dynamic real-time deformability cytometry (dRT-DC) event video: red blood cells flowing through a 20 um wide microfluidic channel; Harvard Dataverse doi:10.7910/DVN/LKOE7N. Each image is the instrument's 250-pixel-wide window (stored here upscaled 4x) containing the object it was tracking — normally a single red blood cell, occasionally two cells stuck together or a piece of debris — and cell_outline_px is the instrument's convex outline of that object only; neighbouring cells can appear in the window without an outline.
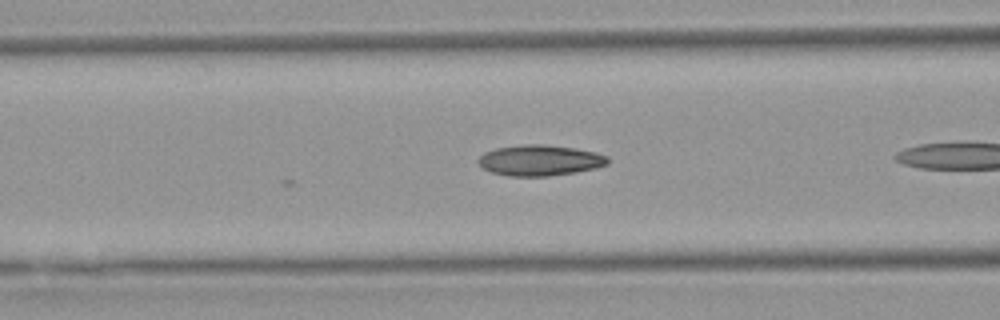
{"species": "Egyptian fruit bat (a non-hibernating species)", "species_latin": "Rousettus aegyptiacus", "temperature_condition": "warm", "stored_images_in_passage": 9, "camera_frame_rate_fps": 3000, "um_per_image_px": 0.085, "animal": {"sex": "female"}, "frame": {"image": 1, "passage_image": 6, "time_ms": 1.667, "image_size_px": [1000, 320], "cell_outline_px": [[608, 164], [596, 168], [576, 172], [548, 176], [508, 176], [492, 172], [484, 168], [476, 160], [484, 152], [496, 148], [520, 144], [544, 144], [576, 148], [596, 152], [608, 156]], "centroid_in_image_um": [45.9, 13.62], "position_along_channel_um": 120.7, "area_um2": 23.35}}
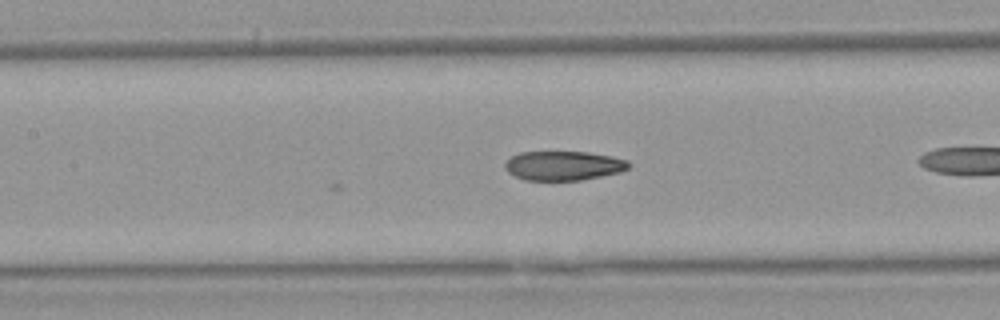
{"frame": {"image": 2, "passage_image": 9, "time_ms": 2.667, "image_size_px": [1000, 320], "cell_outline_px": [[632, 164], [628, 168], [620, 172], [580, 180], [524, 180], [508, 172], [504, 168], [504, 164], [512, 156], [520, 152], [588, 152], [612, 156], [628, 160]], "centroid_in_image_um": [47.91, 14.08], "position_along_channel_um": 159.5, "area_um2": 21.1}}